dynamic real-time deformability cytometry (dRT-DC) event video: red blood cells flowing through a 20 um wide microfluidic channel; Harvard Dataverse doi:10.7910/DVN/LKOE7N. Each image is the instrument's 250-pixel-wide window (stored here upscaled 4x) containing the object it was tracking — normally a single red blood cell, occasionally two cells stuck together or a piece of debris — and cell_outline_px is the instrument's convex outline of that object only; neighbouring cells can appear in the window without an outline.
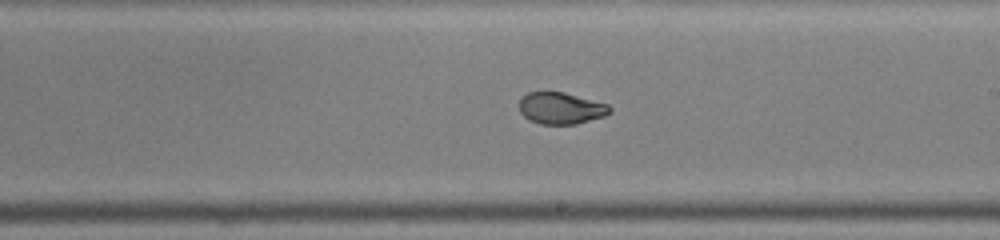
{"species": "common noctule bat (a hibernating species)", "species_latin": "Nyctalus noctula", "temperature_condition": "warm", "stored_images_in_passage": 36, "camera_frame_rate_fps": 3000, "um_per_image_px": 0.085, "animal": {"sex": "male", "body_mass_g": 19.0, "forearm_length_mm": 50.8}, "frame": {"image": 1, "passage_image": 16, "time_ms": 5.0, "image_size_px": [1000, 240], "cell_outline_px": [[612, 112], [604, 116], [576, 124], [540, 124], [528, 120], [520, 112], [520, 100], [528, 92], [564, 92], [608, 104], [612, 108]], "centroid_in_image_um": [47.69, 9.2], "position_along_channel_um": 241.3, "area_um2": 16.7}}